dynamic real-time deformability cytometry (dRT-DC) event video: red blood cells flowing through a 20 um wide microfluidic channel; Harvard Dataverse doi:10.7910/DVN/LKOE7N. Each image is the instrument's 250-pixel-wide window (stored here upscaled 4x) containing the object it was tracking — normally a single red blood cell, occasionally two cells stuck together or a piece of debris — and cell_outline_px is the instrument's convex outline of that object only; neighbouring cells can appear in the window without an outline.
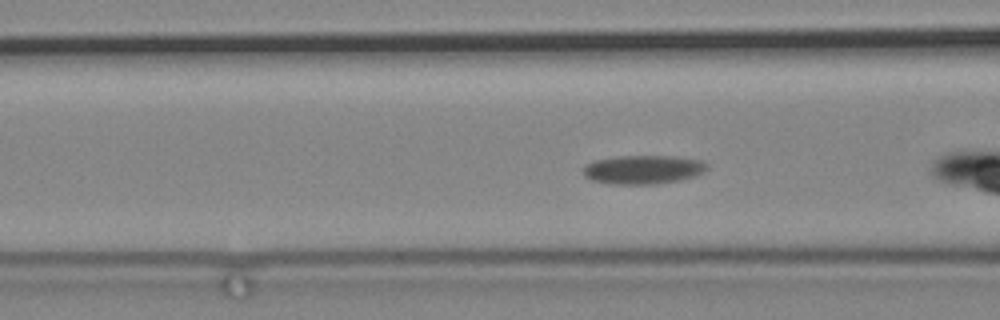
{"species": "common noctule bat (a hibernating species)", "species_latin": "Nyctalus noctula", "temperature_condition": "cold", "stored_images_in_passage": 20, "camera_frame_rate_fps": 3000, "um_per_image_px": 0.085, "animal": {"sex": "male", "body_mass_g": 19.2, "forearm_length_mm": 51.8}, "frame": {"image": 1, "passage_image": 4, "time_ms": 1.0, "image_size_px": [1000, 320], "cell_outline_px": [[708, 168], [704, 172], [696, 176], [680, 180], [656, 184], [612, 184], [592, 180], [584, 176], [584, 164], [596, 160], [620, 156], [676, 156], [700, 160], [708, 164]], "centroid_in_image_um": [54.7, 14.41], "position_along_channel_um": 111.9, "area_um2": 20.87}}
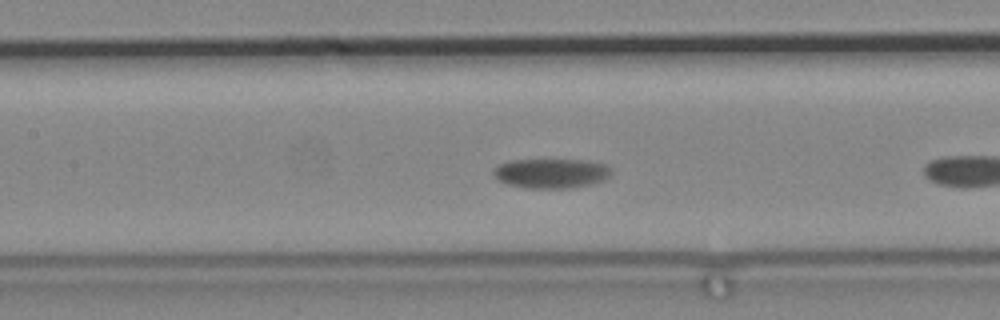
{"frame": {"image": 2, "passage_image": 9, "time_ms": 2.667, "image_size_px": [1000, 320], "cell_outline_px": [[612, 172], [604, 180], [592, 184], [564, 188], [528, 188], [508, 184], [496, 180], [492, 172], [500, 164], [512, 160], [588, 160], [608, 164], [612, 168]], "centroid_in_image_um": [46.89, 14.72], "position_along_channel_um": 160.5, "area_um2": 20.4}}
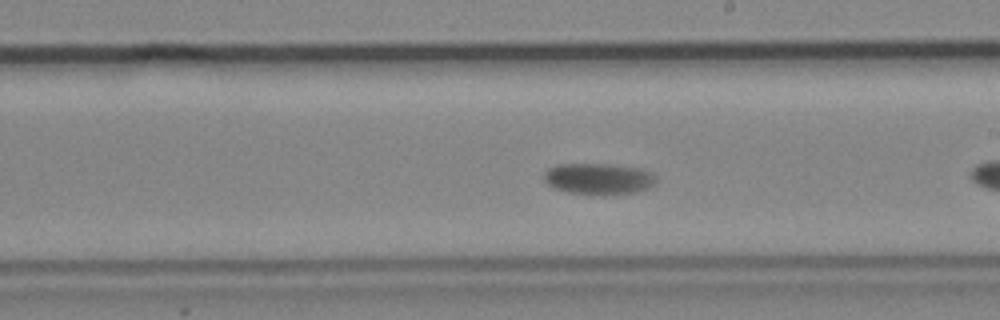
{"frame": {"image": 3, "passage_image": 17, "time_ms": 5.333, "image_size_px": [1000, 320], "cell_outline_px": [[656, 184], [648, 188], [636, 192], [604, 196], [588, 196], [568, 192], [552, 188], [544, 180], [544, 172], [548, 168], [560, 164], [608, 164], [640, 168], [652, 172], [656, 176]], "centroid_in_image_um": [50.89, 15.23], "position_along_channel_um": 238.1, "area_um2": 21.04}}